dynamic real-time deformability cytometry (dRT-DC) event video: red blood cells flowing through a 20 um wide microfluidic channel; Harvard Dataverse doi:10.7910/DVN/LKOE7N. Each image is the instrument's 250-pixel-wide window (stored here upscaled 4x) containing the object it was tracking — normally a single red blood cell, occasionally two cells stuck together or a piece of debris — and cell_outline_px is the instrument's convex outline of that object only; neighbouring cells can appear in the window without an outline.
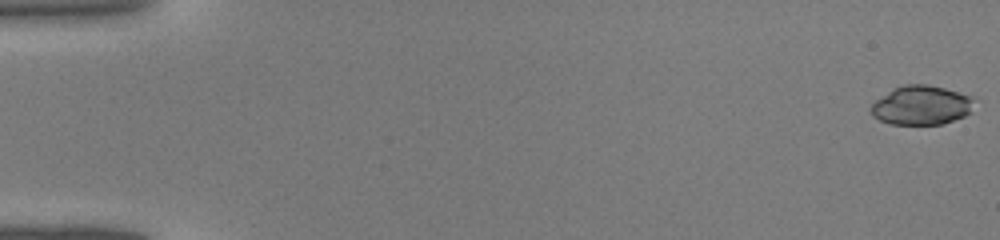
{"species": "common noctule bat (a hibernating species)", "species_latin": "Nyctalus noctula", "temperature_condition": "warm", "stored_images_in_passage": 42, "camera_frame_rate_fps": 3000, "um_per_image_px": 0.085, "animal": {"sex": "male", "body_mass_g": 19.0, "forearm_length_mm": 50.8}, "frame": {"image": 1, "passage_image": 1, "time_ms": 0.0, "image_size_px": [1000, 240], "cell_outline_px": [[972, 112], [964, 116], [944, 124], [888, 124], [872, 116], [872, 104], [876, 100], [892, 88], [904, 84], [928, 84], [944, 88], [972, 96]], "centroid_in_image_um": [78.31, 8.94], "position_along_channel_um": 6.7, "area_um2": 23.58}}
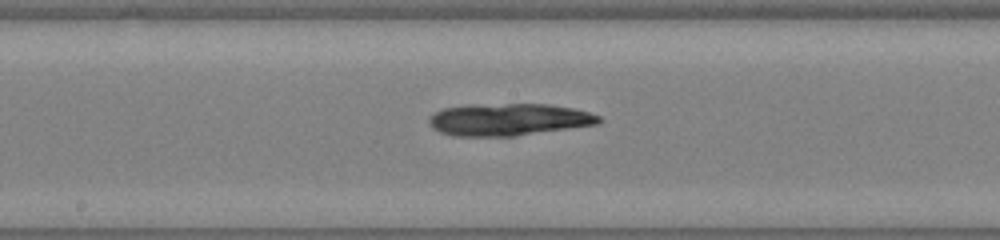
{"frame": {"image": 2, "passage_image": 24, "time_ms": 7.667, "image_size_px": [1000, 240], "cell_outline_px": [[604, 120], [600, 124], [516, 136], [452, 136], [440, 132], [432, 128], [428, 124], [428, 116], [444, 108], [472, 104], [548, 104], [576, 108], [600, 116]], "centroid_in_image_um": [43.25, 10.16], "position_along_channel_um": 204.9, "area_um2": 32.31}}
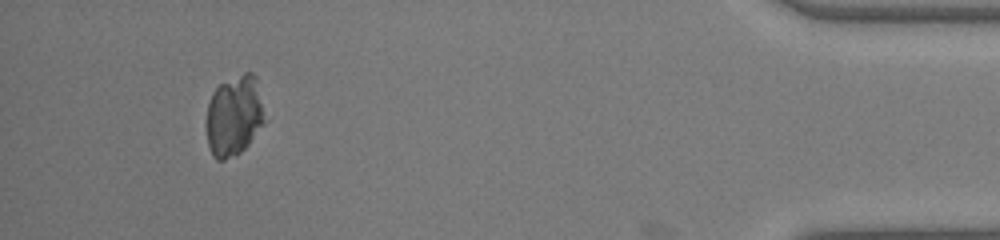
{"frame": {"image": 3, "passage_image": 41, "time_ms": 13.333, "image_size_px": [1000, 240], "cell_outline_px": [[264, 124], [248, 144], [236, 156], [224, 160], [216, 160], [212, 156], [208, 144], [204, 124], [208, 104], [212, 92], [220, 84], [244, 72], [252, 72], [256, 76], [264, 120]], "centroid_in_image_um": [19.85, 9.86], "position_along_channel_um": 415.4, "area_um2": 27.51}}